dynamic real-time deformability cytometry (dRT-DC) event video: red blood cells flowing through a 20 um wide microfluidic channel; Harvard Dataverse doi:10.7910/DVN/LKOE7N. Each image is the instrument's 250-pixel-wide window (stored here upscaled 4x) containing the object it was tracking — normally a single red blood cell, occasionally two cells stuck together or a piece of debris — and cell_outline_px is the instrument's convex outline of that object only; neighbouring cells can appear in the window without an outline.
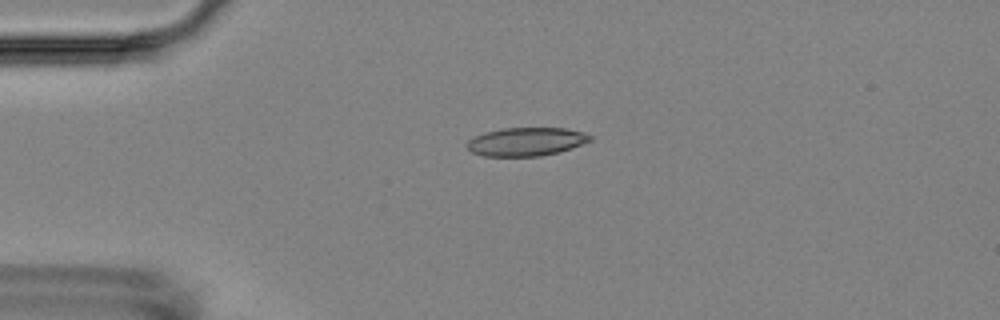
{"species": "Egyptian fruit bat (a non-hibernating species)", "species_latin": "Rousettus aegyptiacus", "temperature_condition": "room temperature", "stored_images_in_passage": 6, "camera_frame_rate_fps": 3000, "um_per_image_px": 0.085, "animal": {"sex": "female"}, "frame": {"image": 1, "passage_image": 4, "time_ms": 3.333, "image_size_px": [1000, 320], "cell_outline_px": [[592, 140], [572, 148], [540, 156], [484, 156], [472, 152], [468, 148], [468, 140], [484, 132], [504, 128], [564, 128], [584, 132], [592, 136]], "centroid_in_image_um": [44.74, 12.04], "position_along_channel_um": 40.3, "area_um2": 20.23}}
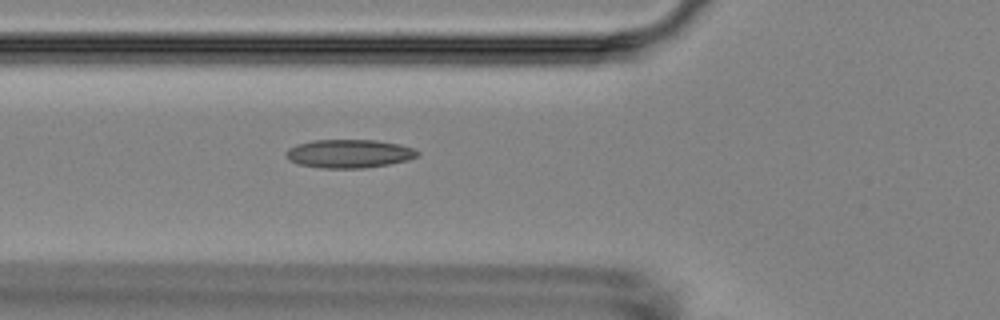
{"frame": {"image": 2, "passage_image": 6, "time_ms": 5.667, "image_size_px": [1000, 320], "cell_outline_px": [[420, 152], [416, 156], [408, 160], [388, 164], [364, 168], [320, 168], [300, 164], [288, 160], [284, 156], [284, 152], [288, 148], [296, 144], [312, 140], [376, 140], [400, 144], [412, 148]], "centroid_in_image_um": [29.62, 13.05], "position_along_channel_um": 96.2, "area_um2": 21.91}}